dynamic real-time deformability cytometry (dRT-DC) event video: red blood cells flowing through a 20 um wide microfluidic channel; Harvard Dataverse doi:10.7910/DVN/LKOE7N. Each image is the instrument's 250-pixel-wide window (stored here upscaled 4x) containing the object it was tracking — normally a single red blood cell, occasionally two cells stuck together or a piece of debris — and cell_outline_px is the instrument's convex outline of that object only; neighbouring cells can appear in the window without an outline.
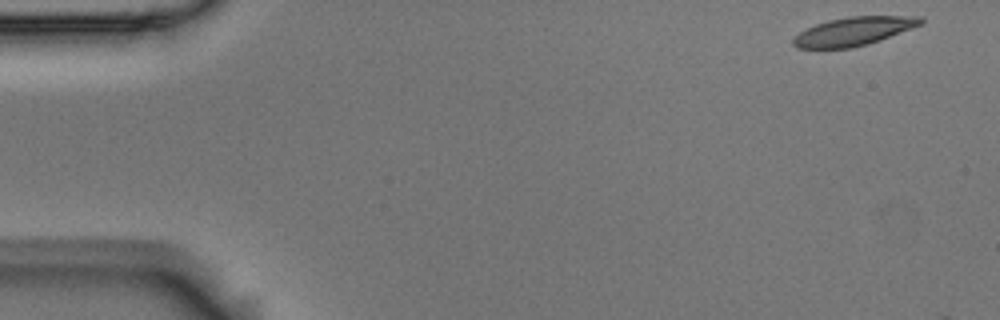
{"species": "Egyptian fruit bat (a non-hibernating species)", "species_latin": "Rousettus aegyptiacus", "temperature_condition": "room temperature", "stored_images_in_passage": 5, "camera_frame_rate_fps": 3000, "um_per_image_px": 0.085, "animal": {"sex": "male"}, "frame": {"image": 1, "passage_image": 1, "time_ms": 0.0, "image_size_px": [1000, 320], "cell_outline_px": [[924, 24], [880, 40], [868, 44], [852, 48], [796, 48], [792, 44], [792, 40], [800, 32], [816, 24], [828, 20], [848, 16], [924, 16]], "centroid_in_image_um": [72.61, 2.65], "position_along_channel_um": 12.4, "area_um2": 21.27}}